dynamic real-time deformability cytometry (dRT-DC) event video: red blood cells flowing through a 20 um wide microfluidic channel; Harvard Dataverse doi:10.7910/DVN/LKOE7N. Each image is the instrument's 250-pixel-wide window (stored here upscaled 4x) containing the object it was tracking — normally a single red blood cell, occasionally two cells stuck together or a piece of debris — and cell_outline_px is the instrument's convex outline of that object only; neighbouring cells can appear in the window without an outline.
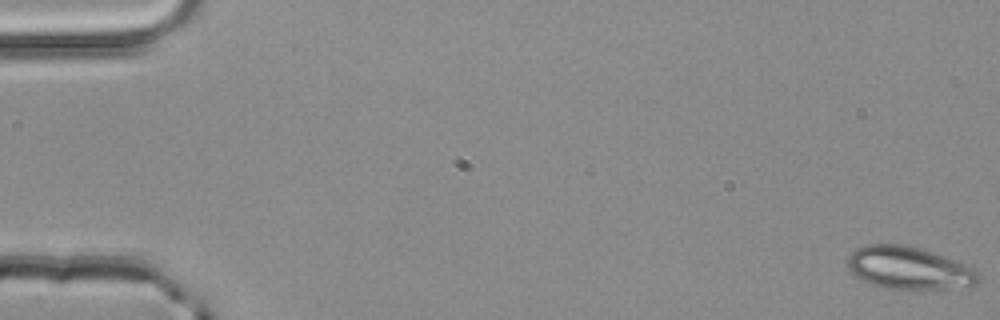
{"species": "common noctule bat (a hibernating species)", "species_latin": "Nyctalus noctula", "temperature_condition": "room temperature", "stored_images_in_passage": 53, "camera_frame_rate_fps": 3000, "um_per_image_px": 0.085, "animal": {"sex": "male", "body_mass_g": 20.4}, "frame": {"image": 1, "passage_image": 1, "time_ms": 0.0, "image_size_px": [1000, 320], "cell_outline_px": [[980, 280], [976, 284], [948, 288], [888, 288], [872, 284], [860, 280], [848, 268], [848, 256], [856, 248], [864, 244], [908, 244], [932, 252], [964, 264], [980, 272]], "centroid_in_image_um": [77.22, 22.75], "position_along_channel_um": 7.8, "area_um2": 32.14}}
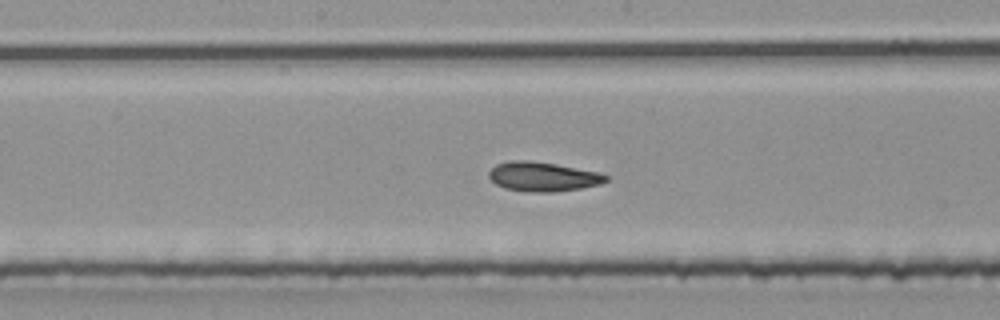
{"frame": {"image": 2, "passage_image": 28, "time_ms": 9.0, "image_size_px": [1000, 320], "cell_outline_px": [[608, 180], [600, 184], [580, 188], [556, 192], [532, 192], [504, 188], [496, 184], [488, 176], [488, 172], [496, 164], [512, 160], [532, 160], [556, 164], [600, 172], [608, 176]], "centroid_in_image_um": [46.15, 15.01], "position_along_channel_um": 202.1, "area_um2": 20.11}}
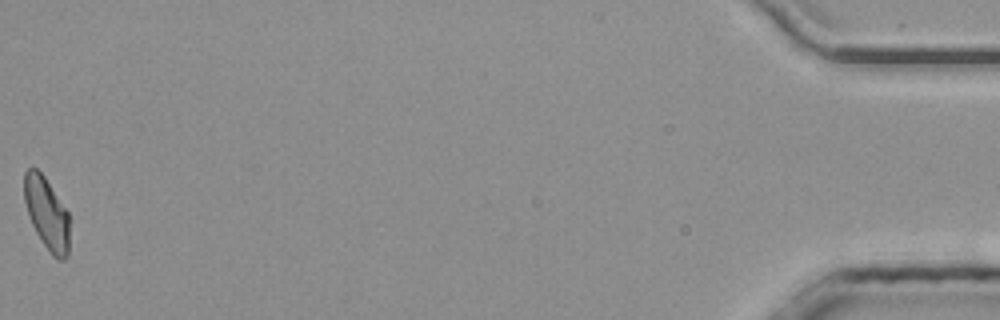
{"frame": {"image": 3, "passage_image": 53, "time_ms": 17.333, "image_size_px": [1000, 320], "cell_outline_px": [[68, 256], [64, 260], [56, 260], [52, 256], [40, 240], [28, 216], [24, 200], [24, 172], [28, 168], [36, 168], [44, 176], [68, 212]], "centroid_in_image_um": [3.95, 18.17], "position_along_channel_um": 431.2, "area_um2": 19.02}, "authors_computed_cell_mechanics": {"area_um2": 20.1144, "velocity_mm_per_s": 4.0036, "shape_relaxation_time_tau1_ms": null, "shape_relaxation_time_tau2_ms": 1.623, "deformation_change_tau1": null, "deformation_change_tau2": 0.0697}}